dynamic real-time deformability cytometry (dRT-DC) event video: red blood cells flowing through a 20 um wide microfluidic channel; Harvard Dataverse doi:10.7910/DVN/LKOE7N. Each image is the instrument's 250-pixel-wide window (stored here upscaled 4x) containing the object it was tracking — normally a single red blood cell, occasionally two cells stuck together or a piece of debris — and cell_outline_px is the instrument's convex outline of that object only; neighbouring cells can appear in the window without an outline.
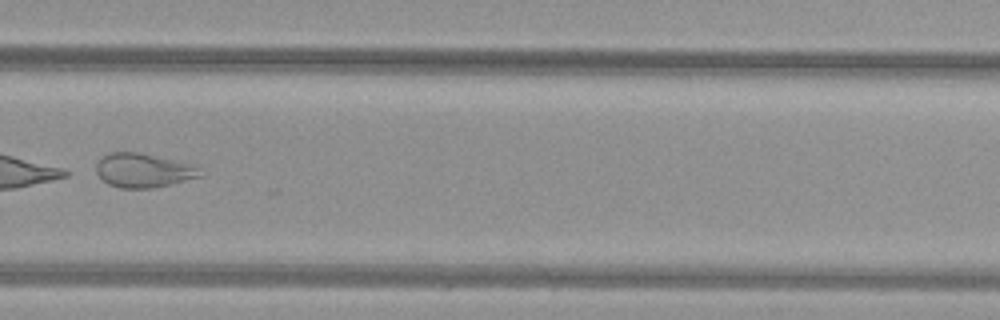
{"species": "common noctule bat (a hibernating species)", "species_latin": "Nyctalus noctula", "temperature_condition": "warm", "stored_images_in_passage": 51, "camera_frame_rate_fps": 3000, "um_per_image_px": 0.085, "animal": {"sex": "female", "body_mass_g": 29.2, "forearm_length_mm": 56.3}, "frame": {"image": 1, "passage_image": 37, "time_ms": 12.0, "image_size_px": [1000, 320], "cell_outline_px": [[200, 176], [152, 188], [120, 188], [108, 184], [96, 172], [96, 164], [108, 152], [136, 152], [156, 156], [192, 164], [196, 168]], "centroid_in_image_um": [12.11, 14.48], "position_along_channel_um": 317.7, "area_um2": 20.06}}